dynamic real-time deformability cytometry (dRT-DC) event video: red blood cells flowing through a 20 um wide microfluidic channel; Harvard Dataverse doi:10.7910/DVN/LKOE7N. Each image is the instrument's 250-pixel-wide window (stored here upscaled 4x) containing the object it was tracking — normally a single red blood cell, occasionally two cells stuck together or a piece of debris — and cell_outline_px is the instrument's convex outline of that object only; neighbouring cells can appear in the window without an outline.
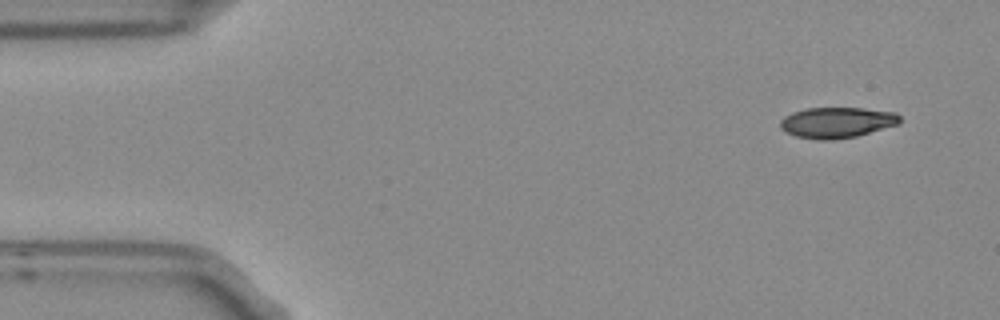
{"species": "Egyptian fruit bat (a non-hibernating species)", "species_latin": "Rousettus aegyptiacus", "temperature_condition": "room temperature", "stored_images_in_passage": 5, "camera_frame_rate_fps": 3000, "um_per_image_px": 0.085, "frame": {"image": 1, "passage_image": 1, "time_ms": 0.0, "image_size_px": [1000, 320], "cell_outline_px": [[900, 124], [856, 136], [832, 140], [820, 140], [796, 136], [784, 132], [780, 128], [780, 120], [784, 116], [792, 112], [804, 108], [864, 108], [896, 112], [900, 116]], "centroid_in_image_um": [71.12, 10.41], "position_along_channel_um": 13.9, "area_um2": 21.62}}